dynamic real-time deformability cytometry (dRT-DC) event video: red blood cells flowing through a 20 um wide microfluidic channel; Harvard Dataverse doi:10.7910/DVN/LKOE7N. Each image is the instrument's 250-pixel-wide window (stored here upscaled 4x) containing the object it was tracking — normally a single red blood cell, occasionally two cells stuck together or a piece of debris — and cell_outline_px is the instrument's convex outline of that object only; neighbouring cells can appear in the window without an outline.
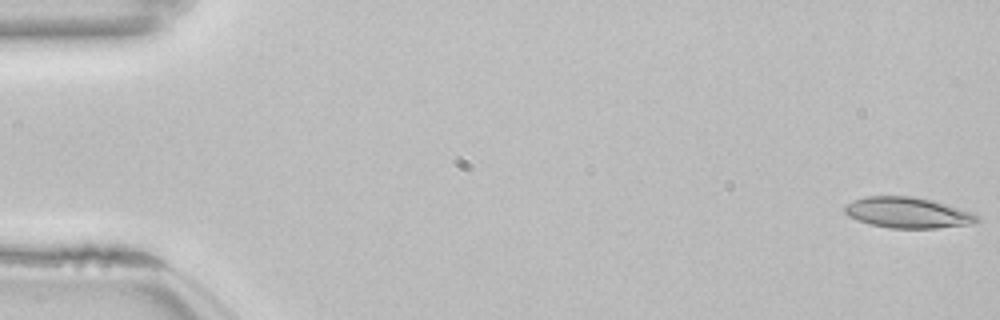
{"species": "common noctule bat (a hibernating species)", "species_latin": "Nyctalus noctula", "temperature_condition": "room temperature", "stored_images_in_passage": 54, "camera_frame_rate_fps": 3000, "um_per_image_px": 0.085, "animal": {"sex": "female", "body_mass_g": 22.7, "forearm_length_mm": 54.2}, "frame": {"image": 1, "passage_image": 1, "time_ms": 0.0, "image_size_px": [1000, 320], "cell_outline_px": [[980, 220], [972, 224], [936, 228], [888, 228], [872, 224], [848, 216], [844, 212], [844, 208], [852, 200], [864, 196], [912, 196], [932, 200], [976, 212], [980, 216]], "centroid_in_image_um": [77.22, 18.07], "position_along_channel_um": 7.8, "area_um2": 23.93}}
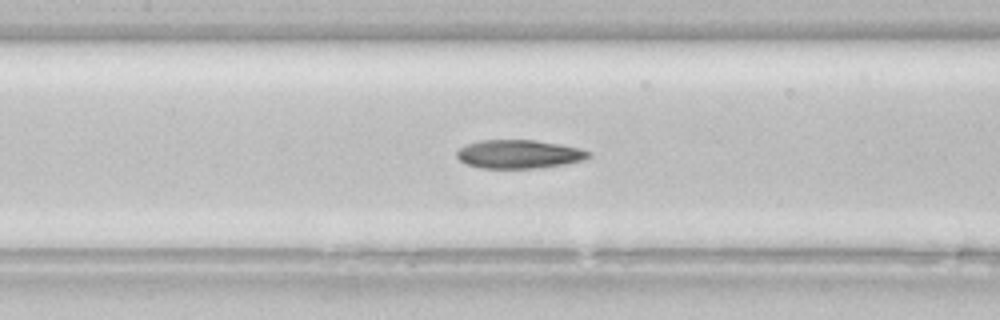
{"frame": {"image": 2, "passage_image": 25, "time_ms": 8.0, "image_size_px": [1000, 320], "cell_outline_px": [[592, 156], [584, 160], [564, 164], [536, 168], [480, 168], [468, 164], [460, 160], [456, 156], [456, 152], [460, 148], [468, 144], [480, 140], [532, 140], [580, 148], [592, 152]], "centroid_in_image_um": [44.13, 13.1], "position_along_channel_um": 163.3, "area_um2": 21.79}}
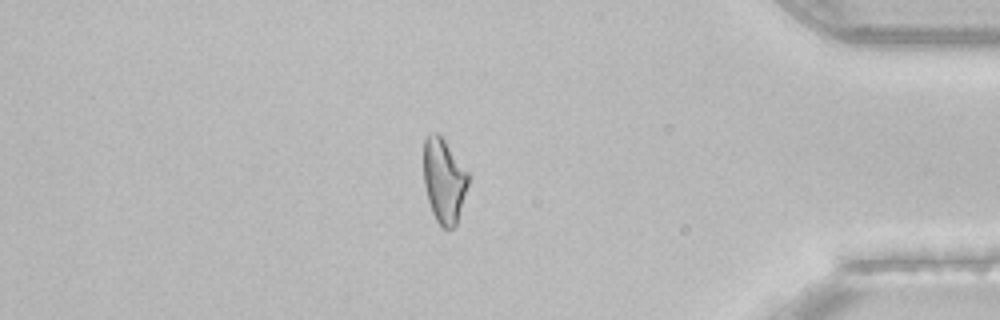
{"frame": {"image": 3, "passage_image": 46, "time_ms": 15.0, "image_size_px": [1000, 320], "cell_outline_px": [[472, 176], [456, 224], [452, 228], [444, 228], [436, 220], [432, 212], [428, 200], [424, 184], [424, 140], [432, 132], [436, 132], [444, 140]], "centroid_in_image_um": [37.77, 15.35], "position_along_channel_um": 397.4, "area_um2": 22.02}, "authors_computed_cell_mechanics": {"area_um2": 22.9755, "velocity_mm_per_s": 3.8417, "shape_relaxation_time_tau1_ms": null, "shape_relaxation_time_tau2_ms": 4.7948, "deformation_change_tau1": null, "deformation_change_tau2": 0.1358}}